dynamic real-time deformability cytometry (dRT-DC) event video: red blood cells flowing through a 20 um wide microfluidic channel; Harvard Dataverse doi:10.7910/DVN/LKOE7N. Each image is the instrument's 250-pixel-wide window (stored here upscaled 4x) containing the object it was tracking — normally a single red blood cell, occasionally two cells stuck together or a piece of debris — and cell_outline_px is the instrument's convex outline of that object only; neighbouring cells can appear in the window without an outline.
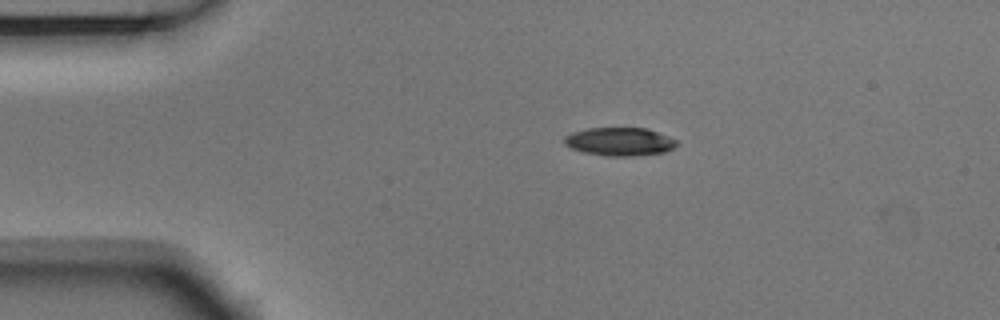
{"species": "Egyptian fruit bat (a non-hibernating species)", "species_latin": "Rousettus aegyptiacus", "temperature_condition": "room temperature", "stored_images_in_passage": 5, "camera_frame_rate_fps": 3000, "um_per_image_px": 0.085, "animal": {"sex": "male"}, "frame": {"image": 1, "passage_image": 1, "time_ms": 0.0, "image_size_px": [1000, 320], "cell_outline_px": [[676, 144], [672, 148], [664, 152], [632, 156], [608, 156], [584, 152], [572, 148], [564, 144], [564, 136], [572, 132], [588, 128], [648, 128], [668, 136], [676, 140]], "centroid_in_image_um": [52.65, 12.03], "position_along_channel_um": 32.4, "area_um2": 18.38}}
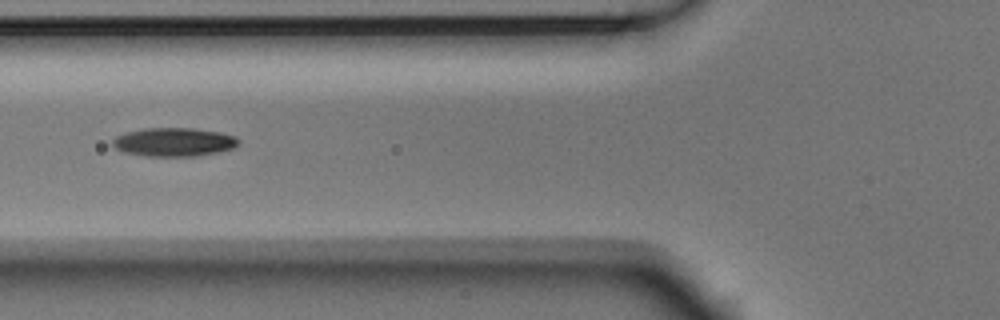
{"frame": {"image": 2, "passage_image": 4, "time_ms": 1.0, "image_size_px": [1000, 320], "cell_outline_px": [[240, 144], [236, 148], [196, 156], [144, 156], [124, 152], [116, 148], [112, 144], [112, 140], [116, 136], [128, 132], [144, 128], [192, 128], [220, 132], [236, 136], [240, 140]], "centroid_in_image_um": [14.82, 12.07], "position_along_channel_um": 111.0, "area_um2": 21.1}}
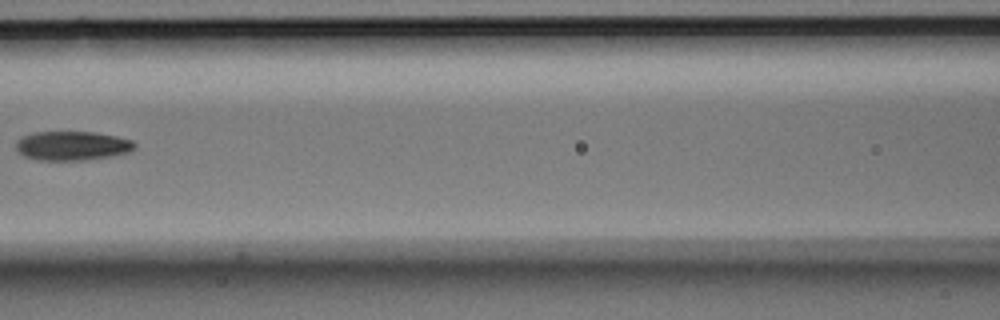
{"frame": {"image": 3, "passage_image": 5, "time_ms": 1.333, "image_size_px": [1000, 320], "cell_outline_px": [[136, 144], [128, 152], [112, 156], [88, 160], [40, 160], [24, 156], [16, 152], [16, 140], [24, 136], [36, 132], [92, 132], [116, 136], [132, 140]], "centroid_in_image_um": [6.11, 12.4], "position_along_channel_um": 160.5, "area_um2": 20.11}}